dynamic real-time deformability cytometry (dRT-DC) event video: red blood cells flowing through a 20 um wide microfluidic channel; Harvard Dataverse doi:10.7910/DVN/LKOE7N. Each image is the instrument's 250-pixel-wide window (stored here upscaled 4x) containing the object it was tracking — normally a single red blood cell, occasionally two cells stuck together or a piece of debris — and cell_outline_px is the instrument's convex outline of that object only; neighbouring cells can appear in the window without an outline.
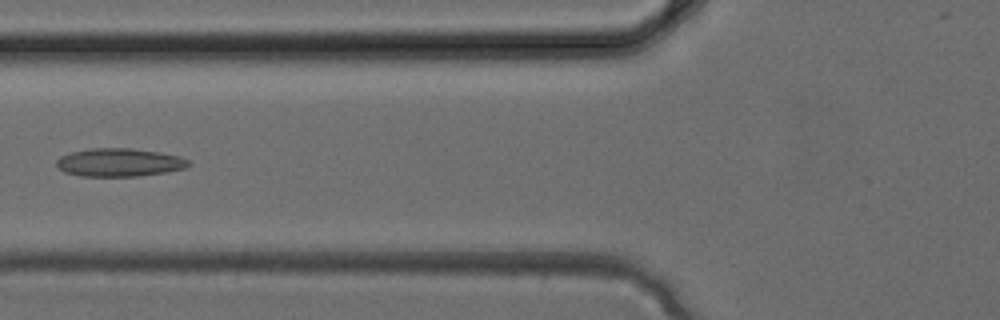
{"species": "common noctule bat (a hibernating species)", "species_latin": "Nyctalus noctula", "temperature_condition": "cold", "stored_images_in_passage": 4, "camera_frame_rate_fps": 3000, "um_per_image_px": 0.085, "animal": {"sex": "female", "body_mass_g": 24.6, "forearm_length_mm": 56.2}, "frame": {"image": 1, "passage_image": 4, "time_ms": 1.0, "image_size_px": [1000, 320], "cell_outline_px": [[192, 164], [184, 168], [168, 172], [136, 176], [80, 176], [64, 172], [56, 164], [56, 160], [60, 156], [72, 152], [92, 148], [132, 148], [160, 152], [180, 156], [188, 160]], "centroid_in_image_um": [10.16, 13.8], "position_along_channel_um": 115.6, "area_um2": 21.73}}